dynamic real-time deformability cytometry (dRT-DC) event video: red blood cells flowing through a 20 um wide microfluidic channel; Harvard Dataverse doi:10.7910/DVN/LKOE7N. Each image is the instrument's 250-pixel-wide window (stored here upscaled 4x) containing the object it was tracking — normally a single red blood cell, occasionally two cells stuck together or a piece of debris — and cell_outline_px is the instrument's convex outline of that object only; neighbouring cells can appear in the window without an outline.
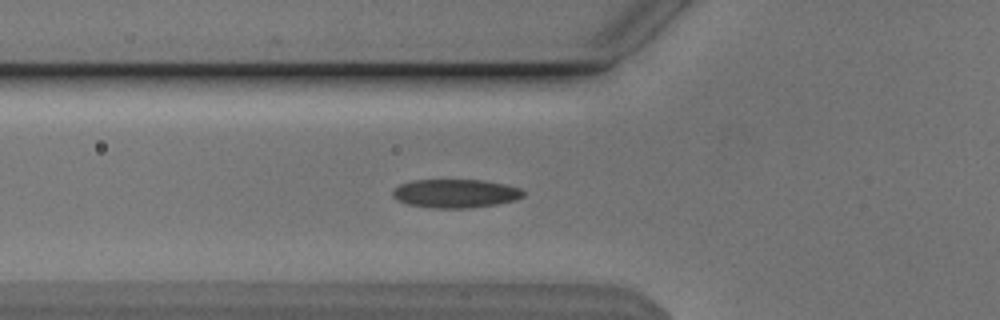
{"species": "Egyptian fruit bat (a non-hibernating species)", "species_latin": "Rousettus aegyptiacus", "temperature_condition": "cold", "stored_images_in_passage": 54, "camera_frame_rate_fps": 3000, "um_per_image_px": 0.085, "animal": {"sex": "male"}, "frame": {"image": 1, "passage_image": 19, "time_ms": 6.0, "image_size_px": [1000, 320], "cell_outline_px": [[524, 196], [516, 200], [496, 204], [472, 208], [432, 208], [408, 204], [396, 200], [392, 196], [392, 188], [400, 184], [412, 180], [484, 180], [504, 184], [520, 188], [524, 192]], "centroid_in_image_um": [38.68, 16.44], "position_along_channel_um": 87.1, "area_um2": 21.96}}
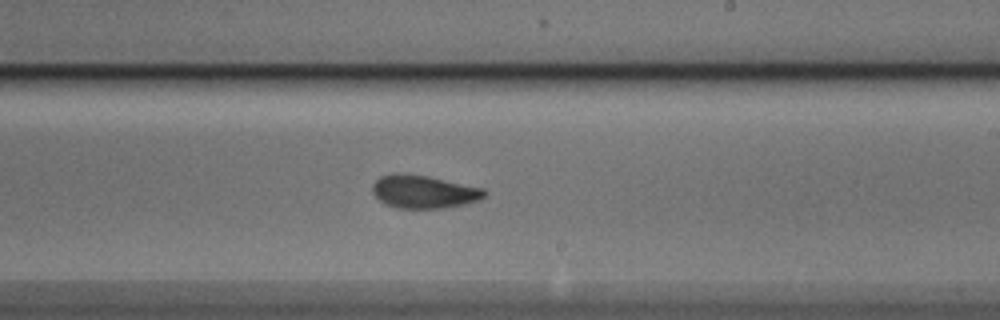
{"frame": {"image": 2, "passage_image": 32, "time_ms": 10.333, "image_size_px": [1000, 320], "cell_outline_px": [[488, 192], [480, 200], [464, 204], [444, 208], [396, 208], [380, 200], [372, 192], [372, 184], [380, 176], [396, 172], [404, 172], [428, 176], [484, 188]], "centroid_in_image_um": [36.02, 16.28], "position_along_channel_um": 253.0, "area_um2": 21.73}}
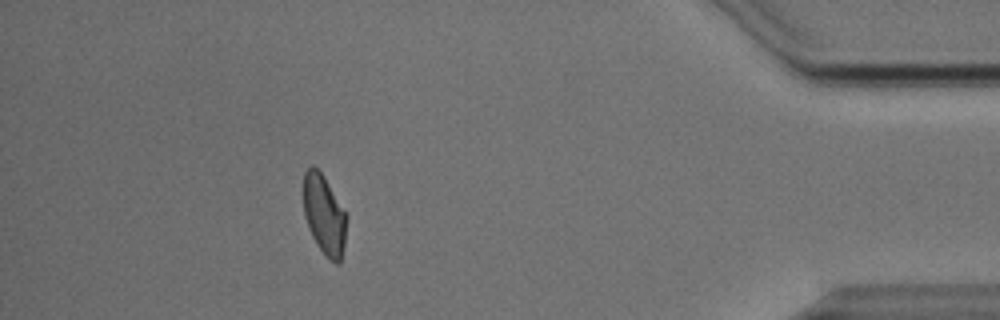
{"frame": {"image": 3, "passage_image": 48, "time_ms": 15.667, "image_size_px": [1000, 320], "cell_outline_px": [[348, 216], [344, 244], [340, 264], [336, 264], [316, 244], [308, 228], [304, 216], [304, 172], [312, 164], [324, 176]], "centroid_in_image_um": [27.56, 18.24], "position_along_channel_um": 407.6, "area_um2": 19.94}, "authors_computed_cell_mechanics": {"area_um2": 21.0103, "velocity_mm_per_s": 3.8254, "shape_relaxation_time_tau1_ms": 3.5289, "shape_relaxation_time_tau2_ms": 1.7501, "deformation_change_tau1": 0.1163, "deformation_change_tau2": 0.0714}}